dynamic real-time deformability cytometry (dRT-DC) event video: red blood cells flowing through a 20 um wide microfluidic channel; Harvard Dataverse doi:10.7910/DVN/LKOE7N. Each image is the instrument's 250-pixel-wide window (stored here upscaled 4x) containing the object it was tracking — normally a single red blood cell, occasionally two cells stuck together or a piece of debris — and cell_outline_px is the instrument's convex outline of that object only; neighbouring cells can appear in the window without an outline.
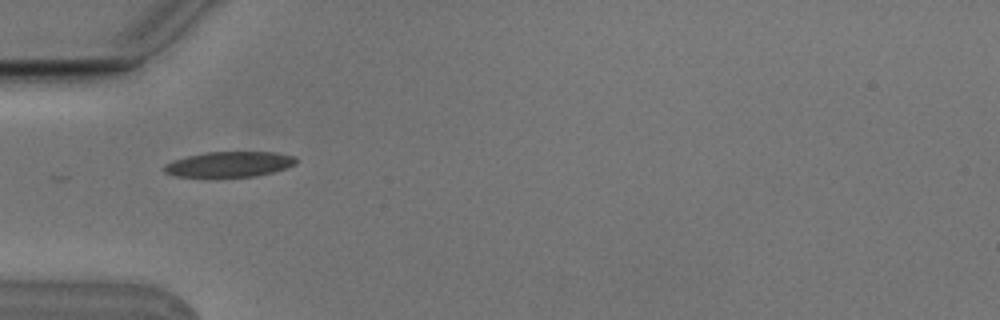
{"species": "Egyptian fruit bat (a non-hibernating species)", "species_latin": "Rousettus aegyptiacus", "temperature_condition": "cold", "stored_images_in_passage": 1, "camera_frame_rate_fps": 3000, "um_per_image_px": 0.085, "animal": {"sex": "male"}, "frame": {"image": 1, "passage_image": 1, "time_ms": 0.0, "image_size_px": [1000, 320], "cell_outline_px": [[296, 164], [272, 172], [252, 176], [176, 176], [164, 172], [160, 168], [164, 164], [172, 160], [188, 156], [208, 152], [276, 152], [296, 156]], "centroid_in_image_um": [19.46, 13.95], "position_along_channel_um": 65.5, "area_um2": 19.31}}